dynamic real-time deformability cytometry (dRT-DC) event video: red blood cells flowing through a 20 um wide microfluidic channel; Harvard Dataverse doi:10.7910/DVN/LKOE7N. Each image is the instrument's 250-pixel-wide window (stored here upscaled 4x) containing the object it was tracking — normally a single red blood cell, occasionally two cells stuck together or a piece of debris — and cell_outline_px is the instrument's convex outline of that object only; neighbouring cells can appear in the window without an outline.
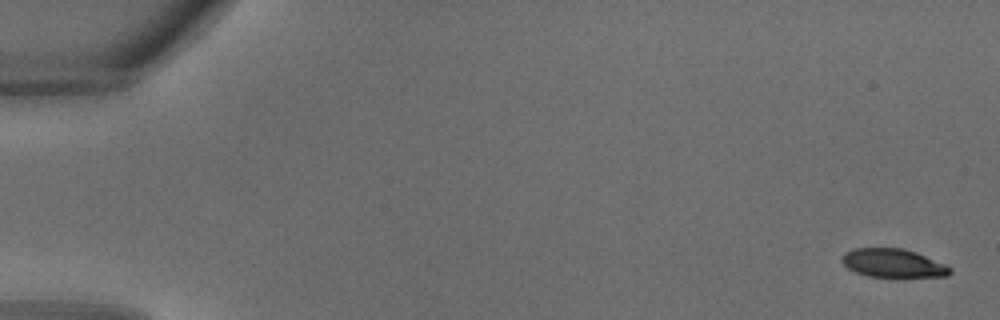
{"species": "common noctule bat (a hibernating species)", "species_latin": "Nyctalus noctula", "temperature_condition": "warm", "stored_images_in_passage": 33, "camera_frame_rate_fps": 3000, "um_per_image_px": 0.085, "animal": {"sex": "male", "body_mass_g": 18.8}, "frame": {"image": 1, "passage_image": 1, "time_ms": 0.0, "image_size_px": [1000, 320], "cell_outline_px": [[952, 272], [948, 276], [868, 276], [856, 272], [848, 268], [840, 260], [844, 252], [852, 248], [904, 248], [916, 252], [944, 264], [952, 268]], "centroid_in_image_um": [75.88, 22.35], "position_along_channel_um": 9.1, "area_um2": 17.8}}
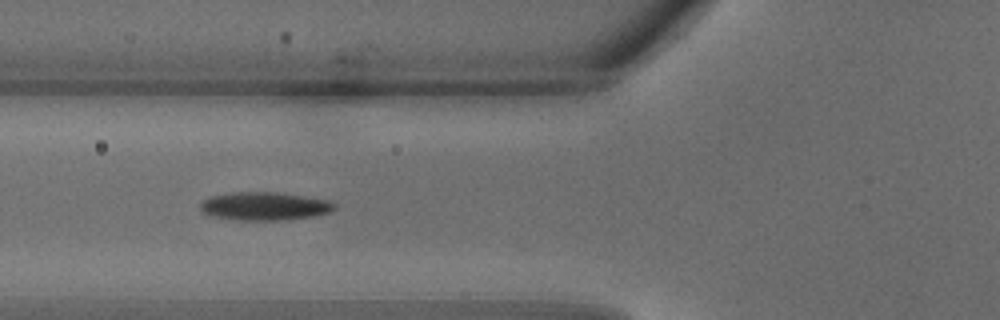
{"frame": {"image": 2, "passage_image": 13, "time_ms": 4.0, "image_size_px": [1000, 320], "cell_outline_px": [[336, 208], [332, 212], [312, 216], [284, 220], [236, 220], [208, 216], [200, 212], [200, 204], [204, 200], [212, 196], [236, 192], [276, 192], [304, 196], [328, 200], [336, 204]], "centroid_in_image_um": [22.47, 17.53], "position_along_channel_um": 103.3, "area_um2": 22.2}}
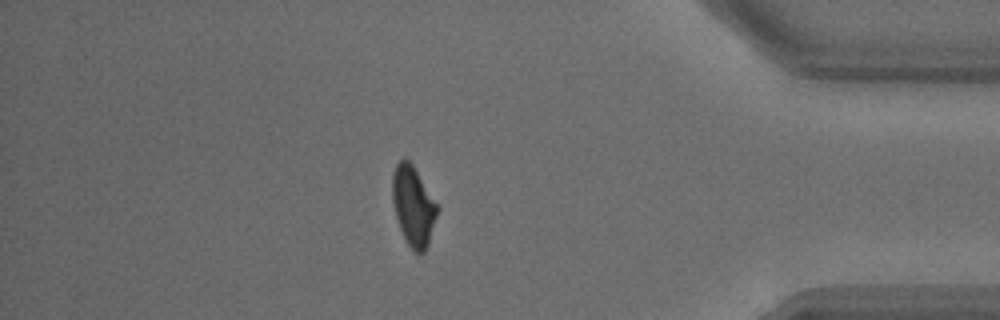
{"frame": {"image": 3, "passage_image": 29, "time_ms": 9.333, "image_size_px": [1000, 320], "cell_outline_px": [[440, 208], [428, 244], [424, 252], [416, 252], [408, 244], [400, 228], [396, 216], [392, 200], [392, 172], [396, 164], [404, 156], [412, 164]], "centroid_in_image_um": [35.13, 17.47], "position_along_channel_um": 400.1, "area_um2": 20.75}}